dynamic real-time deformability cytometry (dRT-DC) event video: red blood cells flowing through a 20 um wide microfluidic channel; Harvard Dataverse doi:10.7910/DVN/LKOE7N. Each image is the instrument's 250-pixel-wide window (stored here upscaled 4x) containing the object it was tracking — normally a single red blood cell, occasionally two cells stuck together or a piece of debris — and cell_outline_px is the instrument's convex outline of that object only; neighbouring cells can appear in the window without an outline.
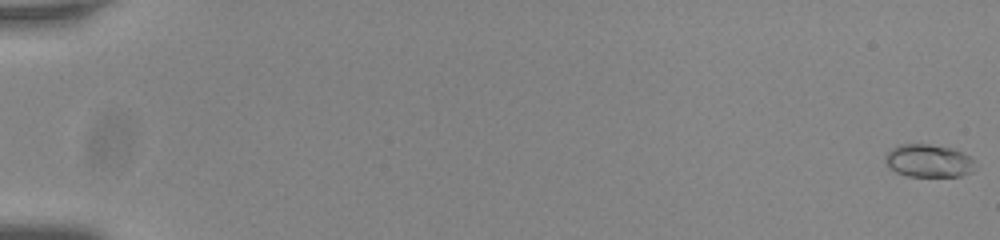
{"species": "common noctule bat (a hibernating species)", "species_latin": "Nyctalus noctula", "temperature_condition": "room temperature", "stored_images_in_passage": 54, "camera_frame_rate_fps": 3000, "um_per_image_px": 0.085, "animal": {"sex": "male", "body_mass_g": 20.0, "forearm_length_mm": 53.3}, "frame": {"image": 1, "passage_image": 1, "time_ms": 0.0, "image_size_px": [1000, 240], "cell_outline_px": [[972, 172], [960, 176], [908, 176], [896, 172], [884, 160], [884, 156], [892, 148], [900, 144], [928, 144], [952, 148], [968, 156], [972, 160]], "centroid_in_image_um": [78.89, 13.66], "position_along_channel_um": 6.1, "area_um2": 16.88}}
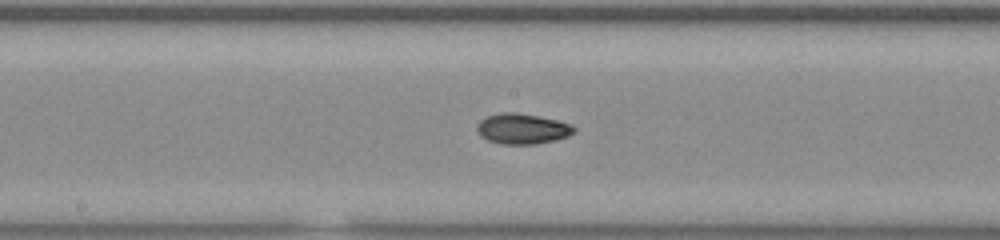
{"frame": {"image": 2, "passage_image": 32, "time_ms": 10.333, "image_size_px": [1000, 240], "cell_outline_px": [[576, 132], [568, 136], [556, 140], [536, 144], [500, 144], [488, 140], [480, 136], [476, 128], [476, 124], [480, 120], [488, 116], [500, 112], [516, 112], [540, 116], [556, 120], [568, 124], [576, 128]], "centroid_in_image_um": [44.38, 10.94], "position_along_channel_um": 203.8, "area_um2": 17.34}}
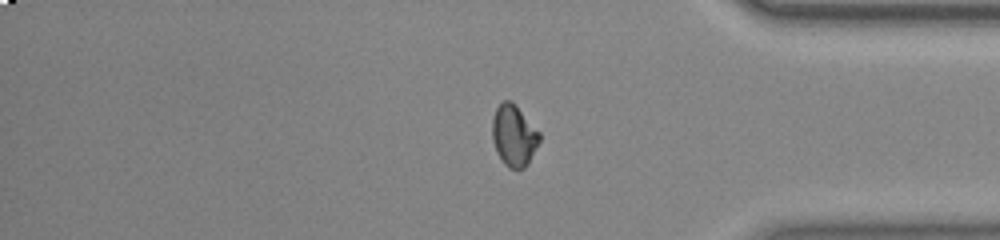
{"frame": {"image": 3, "passage_image": 48, "time_ms": 15.667, "image_size_px": [1000, 240], "cell_outline_px": [[540, 140], [528, 164], [524, 168], [508, 168], [504, 164], [496, 152], [492, 140], [492, 120], [496, 108], [504, 100], [512, 100], [516, 104], [540, 132]], "centroid_in_image_um": [43.67, 11.51], "position_along_channel_um": 391.5, "area_um2": 17.05}}